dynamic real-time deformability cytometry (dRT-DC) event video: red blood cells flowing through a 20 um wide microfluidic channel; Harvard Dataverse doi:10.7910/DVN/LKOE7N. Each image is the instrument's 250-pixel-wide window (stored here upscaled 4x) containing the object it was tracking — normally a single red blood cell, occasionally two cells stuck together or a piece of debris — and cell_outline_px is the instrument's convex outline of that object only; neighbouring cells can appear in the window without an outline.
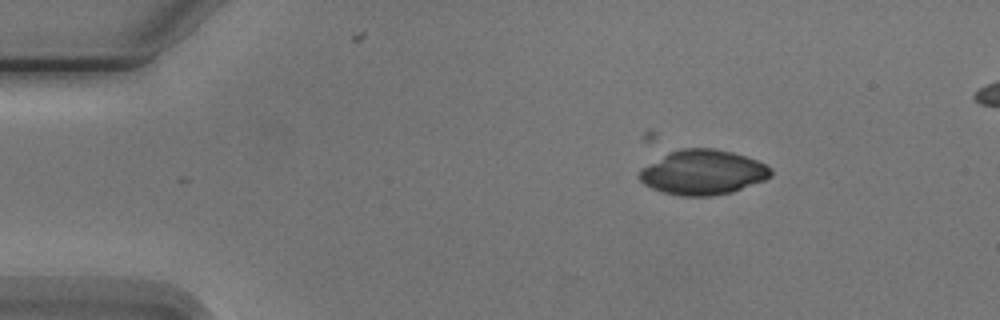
{"species": "Egyptian fruit bat (a non-hibernating species)", "species_latin": "Rousettus aegyptiacus", "temperature_condition": "cold", "stored_images_in_passage": 5, "camera_frame_rate_fps": 3000, "um_per_image_px": 0.085, "animal": {"sex": "male"}, "frame": {"image": 1, "passage_image": 2, "time_ms": 2.0, "image_size_px": [1000, 320], "cell_outline_px": [[772, 176], [764, 180], [732, 192], [712, 196], [680, 196], [664, 192], [652, 188], [644, 184], [640, 180], [640, 168], [668, 152], [680, 148], [716, 148], [732, 152], [756, 160], [772, 168]], "centroid_in_image_um": [59.74, 14.64], "position_along_channel_um": 25.3, "area_um2": 34.33}}